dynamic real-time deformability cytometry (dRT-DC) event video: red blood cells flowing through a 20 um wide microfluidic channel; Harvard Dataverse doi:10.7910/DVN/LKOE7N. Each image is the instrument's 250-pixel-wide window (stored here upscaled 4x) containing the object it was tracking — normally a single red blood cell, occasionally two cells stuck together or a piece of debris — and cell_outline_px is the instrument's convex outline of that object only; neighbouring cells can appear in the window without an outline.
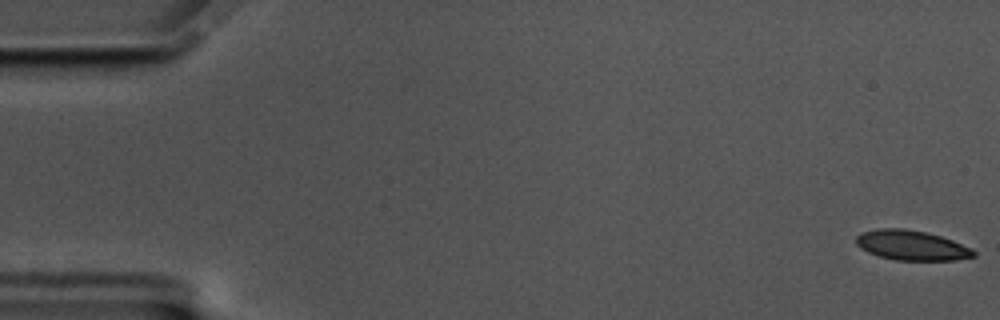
{"species": "common noctule bat (a hibernating species)", "species_latin": "Nyctalus noctula", "temperature_condition": "cold", "stored_images_in_passage": 61, "camera_frame_rate_fps": 3000, "um_per_image_px": 0.085, "animal": {"sex": "male", "body_mass_g": 17.5, "forearm_length_mm": 52.3}, "frame": {"image": 1, "passage_image": 1, "time_ms": 0.0, "image_size_px": [1000, 320], "cell_outline_px": [[976, 256], [956, 260], [896, 260], [880, 256], [868, 252], [860, 248], [856, 244], [856, 236], [860, 232], [876, 228], [904, 228], [924, 232], [940, 236], [952, 240], [972, 248], [976, 252]], "centroid_in_image_um": [77.47, 20.84], "position_along_channel_um": 7.5, "area_um2": 20.52}}
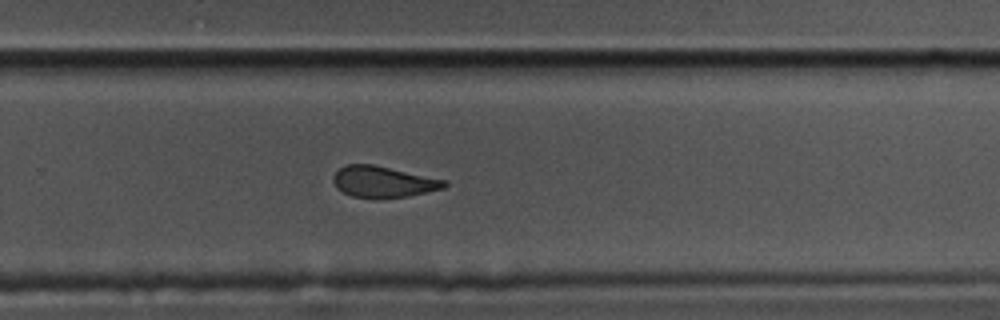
{"frame": {"image": 2, "passage_image": 40, "time_ms": 13.0, "image_size_px": [1000, 320], "cell_outline_px": [[448, 184], [444, 188], [408, 196], [380, 200], [376, 200], [352, 196], [336, 188], [332, 180], [332, 176], [340, 168], [348, 164], [372, 164], [448, 180]], "centroid_in_image_um": [32.57, 15.48], "position_along_channel_um": 297.2, "area_um2": 20.58}}
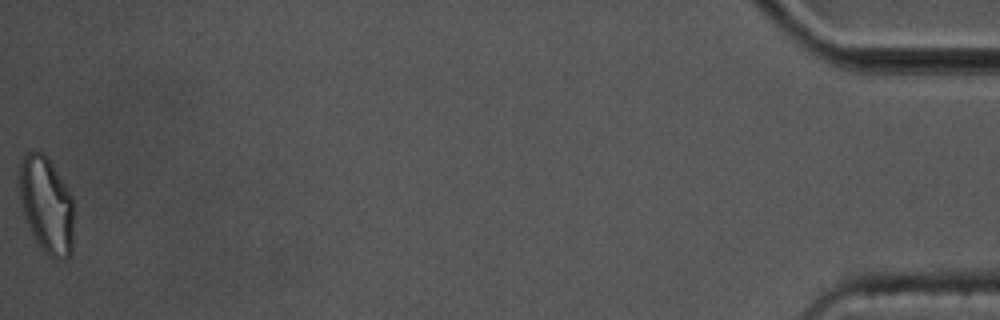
{"frame": {"image": 3, "passage_image": 61, "time_ms": 20.0, "image_size_px": [1000, 320], "cell_outline_px": [[72, 252], [68, 260], [56, 260], [48, 256], [44, 252], [32, 236], [24, 216], [20, 204], [16, 180], [16, 176], [24, 152], [40, 152], [52, 164], [68, 188], [72, 196]], "centroid_in_image_um": [3.9, 17.44], "position_along_channel_um": 431.3, "area_um2": 31.39}, "authors_computed_cell_mechanics": {"area_um2": 21.675, "velocity_mm_per_s": 3.3236, "shape_relaxation_time_tau1_ms": null, "shape_relaxation_time_tau2_ms": 3.1238, "deformation_change_tau1": null, "deformation_change_tau2": 0.0858}}